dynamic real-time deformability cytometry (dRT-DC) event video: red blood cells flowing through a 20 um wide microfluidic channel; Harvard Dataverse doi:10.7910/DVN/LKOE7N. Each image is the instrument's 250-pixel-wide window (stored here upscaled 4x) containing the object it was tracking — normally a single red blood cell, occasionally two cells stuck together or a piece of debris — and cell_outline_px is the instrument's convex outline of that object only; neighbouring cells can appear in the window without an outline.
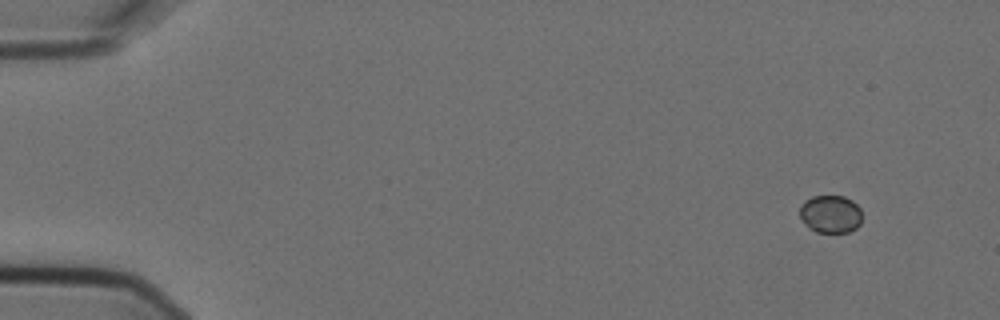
{"species": "Egyptian fruit bat (a non-hibernating species)", "species_latin": "Rousettus aegyptiacus", "temperature_condition": "cold", "stored_images_in_passage": 5, "camera_frame_rate_fps": 3000, "um_per_image_px": 0.085, "animal": {"sex": "female"}, "frame": {"image": 1, "passage_image": 1, "time_ms": 0.0, "image_size_px": [1000, 320], "cell_outline_px": [[860, 224], [856, 228], [848, 232], [816, 232], [804, 224], [800, 220], [800, 204], [804, 200], [812, 196], [844, 196], [852, 200], [860, 208]], "centroid_in_image_um": [70.56, 18.19], "position_along_channel_um": 14.4, "area_um2": 13.81}}